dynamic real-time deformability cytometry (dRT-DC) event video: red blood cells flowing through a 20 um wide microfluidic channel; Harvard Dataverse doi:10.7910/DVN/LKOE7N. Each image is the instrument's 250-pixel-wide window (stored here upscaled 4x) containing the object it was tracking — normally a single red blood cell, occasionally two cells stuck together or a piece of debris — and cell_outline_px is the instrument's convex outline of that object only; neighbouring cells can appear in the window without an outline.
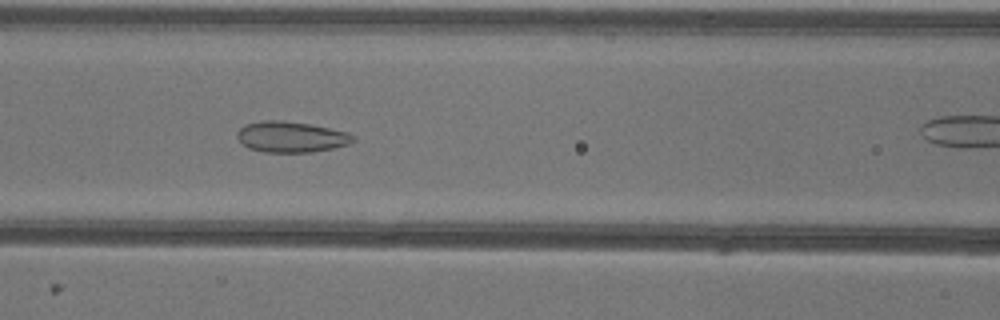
{"species": "common noctule bat (a hibernating species)", "species_latin": "Nyctalus noctula", "temperature_condition": "warm", "stored_images_in_passage": 41, "camera_frame_rate_fps": 3000, "um_per_image_px": 0.085, "animal": {"sex": "female"}, "frame": {"image": 1, "passage_image": 22, "time_ms": 7.0, "image_size_px": [1000, 320], "cell_outline_px": [[356, 140], [348, 144], [332, 148], [312, 152], [264, 152], [248, 148], [236, 136], [236, 132], [244, 124], [260, 120], [280, 120], [308, 124], [348, 132], [356, 136]], "centroid_in_image_um": [24.73, 11.63], "position_along_channel_um": 141.9, "area_um2": 20.87}}
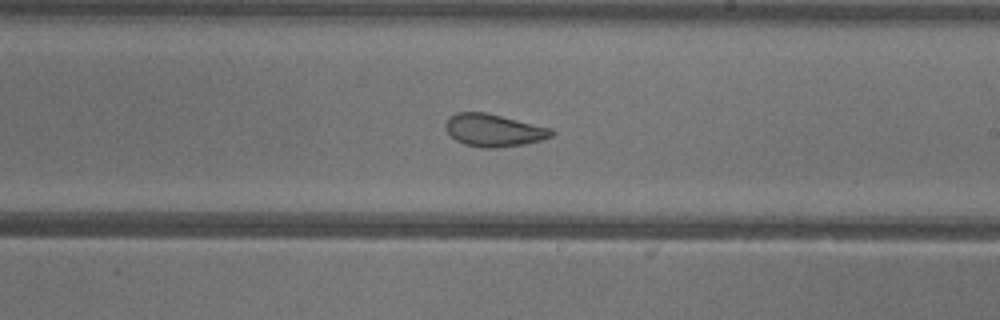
{"frame": {"image": 2, "passage_image": 30, "time_ms": 9.667, "image_size_px": [1000, 320], "cell_outline_px": [[556, 132], [552, 136], [540, 140], [524, 144], [496, 148], [480, 148], [464, 144], [456, 140], [448, 132], [444, 124], [456, 112], [484, 112], [552, 128]], "centroid_in_image_um": [41.98, 11.08], "position_along_channel_um": 247.0, "area_um2": 19.94}}
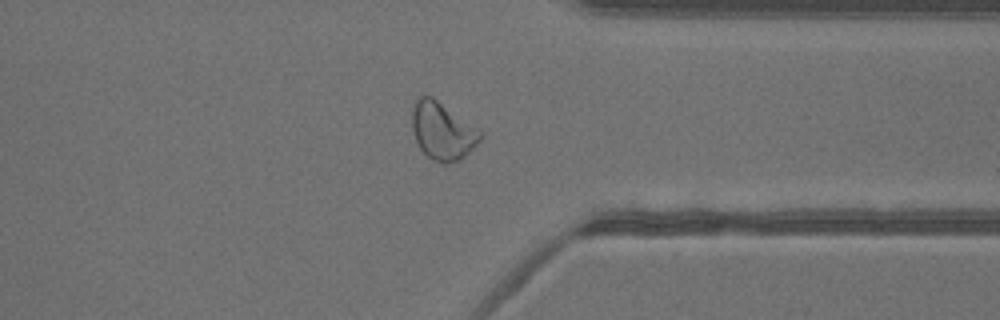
{"frame": {"image": 3, "passage_image": 40, "time_ms": 13.0, "image_size_px": [1000, 320], "cell_outline_px": [[484, 136], [460, 160], [448, 164], [444, 164], [432, 160], [420, 148], [416, 140], [412, 128], [412, 108], [416, 100], [420, 96], [432, 96], [484, 132]], "centroid_in_image_um": [37.62, 11.14], "position_along_channel_um": 373.8, "area_um2": 22.89}}